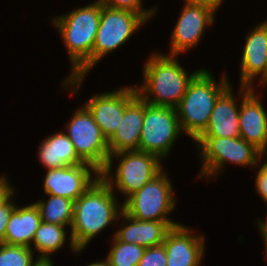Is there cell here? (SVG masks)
<instances>
[{
  "label": "cell",
  "instance_id": "obj_1",
  "mask_svg": "<svg viewBox=\"0 0 267 266\" xmlns=\"http://www.w3.org/2000/svg\"><path fill=\"white\" fill-rule=\"evenodd\" d=\"M101 17V4H92L75 8L67 14L54 16L51 25L55 26L61 36L66 53L69 55L71 71L61 80L62 91L79 93L83 81L92 70V51Z\"/></svg>",
  "mask_w": 267,
  "mask_h": 266
},
{
  "label": "cell",
  "instance_id": "obj_2",
  "mask_svg": "<svg viewBox=\"0 0 267 266\" xmlns=\"http://www.w3.org/2000/svg\"><path fill=\"white\" fill-rule=\"evenodd\" d=\"M142 68L143 82L135 85L138 96L153 106L176 108L189 83L203 69L188 74L179 55L151 52Z\"/></svg>",
  "mask_w": 267,
  "mask_h": 266
},
{
  "label": "cell",
  "instance_id": "obj_3",
  "mask_svg": "<svg viewBox=\"0 0 267 266\" xmlns=\"http://www.w3.org/2000/svg\"><path fill=\"white\" fill-rule=\"evenodd\" d=\"M117 198L112 189L99 178L75 200L73 222L68 234L77 250H85L98 234L119 222L123 203L119 204Z\"/></svg>",
  "mask_w": 267,
  "mask_h": 266
},
{
  "label": "cell",
  "instance_id": "obj_4",
  "mask_svg": "<svg viewBox=\"0 0 267 266\" xmlns=\"http://www.w3.org/2000/svg\"><path fill=\"white\" fill-rule=\"evenodd\" d=\"M221 75L216 81L214 75L203 68L189 83L175 108L181 131L193 141L206 129L216 100L231 85L226 71Z\"/></svg>",
  "mask_w": 267,
  "mask_h": 266
},
{
  "label": "cell",
  "instance_id": "obj_5",
  "mask_svg": "<svg viewBox=\"0 0 267 266\" xmlns=\"http://www.w3.org/2000/svg\"><path fill=\"white\" fill-rule=\"evenodd\" d=\"M113 161L117 163L115 169ZM161 162L158 156L139 150L117 152L109 156L100 178L115 194H123L125 201L165 169Z\"/></svg>",
  "mask_w": 267,
  "mask_h": 266
},
{
  "label": "cell",
  "instance_id": "obj_6",
  "mask_svg": "<svg viewBox=\"0 0 267 266\" xmlns=\"http://www.w3.org/2000/svg\"><path fill=\"white\" fill-rule=\"evenodd\" d=\"M192 142L199 151L201 170L198 178L204 177L208 181L216 179L227 163L256 170L262 154L241 137H197Z\"/></svg>",
  "mask_w": 267,
  "mask_h": 266
},
{
  "label": "cell",
  "instance_id": "obj_7",
  "mask_svg": "<svg viewBox=\"0 0 267 266\" xmlns=\"http://www.w3.org/2000/svg\"><path fill=\"white\" fill-rule=\"evenodd\" d=\"M172 186L165 169L123 201V211L138 220L173 221L169 214L176 209L177 197Z\"/></svg>",
  "mask_w": 267,
  "mask_h": 266
},
{
  "label": "cell",
  "instance_id": "obj_8",
  "mask_svg": "<svg viewBox=\"0 0 267 266\" xmlns=\"http://www.w3.org/2000/svg\"><path fill=\"white\" fill-rule=\"evenodd\" d=\"M182 134L175 108L153 106L144 101L139 151L154 154L163 161Z\"/></svg>",
  "mask_w": 267,
  "mask_h": 266
},
{
  "label": "cell",
  "instance_id": "obj_9",
  "mask_svg": "<svg viewBox=\"0 0 267 266\" xmlns=\"http://www.w3.org/2000/svg\"><path fill=\"white\" fill-rule=\"evenodd\" d=\"M73 112L64 132L72 141L78 157L101 172L110 156L108 140L84 104Z\"/></svg>",
  "mask_w": 267,
  "mask_h": 266
},
{
  "label": "cell",
  "instance_id": "obj_10",
  "mask_svg": "<svg viewBox=\"0 0 267 266\" xmlns=\"http://www.w3.org/2000/svg\"><path fill=\"white\" fill-rule=\"evenodd\" d=\"M148 23L140 14L101 5V17L92 51V69L106 55L124 46Z\"/></svg>",
  "mask_w": 267,
  "mask_h": 266
},
{
  "label": "cell",
  "instance_id": "obj_11",
  "mask_svg": "<svg viewBox=\"0 0 267 266\" xmlns=\"http://www.w3.org/2000/svg\"><path fill=\"white\" fill-rule=\"evenodd\" d=\"M217 10L200 3L184 2L170 36L169 55H182L201 44L205 29L213 25Z\"/></svg>",
  "mask_w": 267,
  "mask_h": 266
},
{
  "label": "cell",
  "instance_id": "obj_12",
  "mask_svg": "<svg viewBox=\"0 0 267 266\" xmlns=\"http://www.w3.org/2000/svg\"><path fill=\"white\" fill-rule=\"evenodd\" d=\"M138 96L134 85L92 95L84 105L108 140L122 121L125 108Z\"/></svg>",
  "mask_w": 267,
  "mask_h": 266
},
{
  "label": "cell",
  "instance_id": "obj_13",
  "mask_svg": "<svg viewBox=\"0 0 267 266\" xmlns=\"http://www.w3.org/2000/svg\"><path fill=\"white\" fill-rule=\"evenodd\" d=\"M100 173L87 163L47 169L43 178V190L45 194L75 201L100 178Z\"/></svg>",
  "mask_w": 267,
  "mask_h": 266
},
{
  "label": "cell",
  "instance_id": "obj_14",
  "mask_svg": "<svg viewBox=\"0 0 267 266\" xmlns=\"http://www.w3.org/2000/svg\"><path fill=\"white\" fill-rule=\"evenodd\" d=\"M240 60L239 86L255 88V80L267 85V24L262 21L246 34Z\"/></svg>",
  "mask_w": 267,
  "mask_h": 266
},
{
  "label": "cell",
  "instance_id": "obj_15",
  "mask_svg": "<svg viewBox=\"0 0 267 266\" xmlns=\"http://www.w3.org/2000/svg\"><path fill=\"white\" fill-rule=\"evenodd\" d=\"M194 234L193 228L191 230V227L182 223L168 231L163 241L166 266H201L206 251L205 235Z\"/></svg>",
  "mask_w": 267,
  "mask_h": 266
},
{
  "label": "cell",
  "instance_id": "obj_16",
  "mask_svg": "<svg viewBox=\"0 0 267 266\" xmlns=\"http://www.w3.org/2000/svg\"><path fill=\"white\" fill-rule=\"evenodd\" d=\"M250 89V87L240 86L239 95H236L240 100L238 101L230 85L216 100L208 125L198 137H240L238 119L240 98Z\"/></svg>",
  "mask_w": 267,
  "mask_h": 266
},
{
  "label": "cell",
  "instance_id": "obj_17",
  "mask_svg": "<svg viewBox=\"0 0 267 266\" xmlns=\"http://www.w3.org/2000/svg\"><path fill=\"white\" fill-rule=\"evenodd\" d=\"M251 88L241 97L239 110V135L262 153L267 152V111L260 94ZM260 96V97H259Z\"/></svg>",
  "mask_w": 267,
  "mask_h": 266
},
{
  "label": "cell",
  "instance_id": "obj_18",
  "mask_svg": "<svg viewBox=\"0 0 267 266\" xmlns=\"http://www.w3.org/2000/svg\"><path fill=\"white\" fill-rule=\"evenodd\" d=\"M119 220H122V223L118 226V229H115L113 235L119 241L137 244L145 248L163 244L168 231L180 224L176 221L138 220L124 211L121 212Z\"/></svg>",
  "mask_w": 267,
  "mask_h": 266
},
{
  "label": "cell",
  "instance_id": "obj_19",
  "mask_svg": "<svg viewBox=\"0 0 267 266\" xmlns=\"http://www.w3.org/2000/svg\"><path fill=\"white\" fill-rule=\"evenodd\" d=\"M144 117V100L137 96L126 108L117 130L108 139L111 154L139 150Z\"/></svg>",
  "mask_w": 267,
  "mask_h": 266
},
{
  "label": "cell",
  "instance_id": "obj_20",
  "mask_svg": "<svg viewBox=\"0 0 267 266\" xmlns=\"http://www.w3.org/2000/svg\"><path fill=\"white\" fill-rule=\"evenodd\" d=\"M21 206L17 204L12 211L6 228L4 243L31 248L36 230L42 220L39 209L34 202Z\"/></svg>",
  "mask_w": 267,
  "mask_h": 266
},
{
  "label": "cell",
  "instance_id": "obj_21",
  "mask_svg": "<svg viewBox=\"0 0 267 266\" xmlns=\"http://www.w3.org/2000/svg\"><path fill=\"white\" fill-rule=\"evenodd\" d=\"M38 149L39 163L46 170L84 164L78 157L72 141L61 129L44 138Z\"/></svg>",
  "mask_w": 267,
  "mask_h": 266
},
{
  "label": "cell",
  "instance_id": "obj_22",
  "mask_svg": "<svg viewBox=\"0 0 267 266\" xmlns=\"http://www.w3.org/2000/svg\"><path fill=\"white\" fill-rule=\"evenodd\" d=\"M66 226H59L56 224H49L41 222L36 230L31 249L36 256L51 257L52 254L57 253L66 243V239L69 240V247L73 254L81 253L84 250H77L75 247L71 235L67 236ZM69 237V238H66Z\"/></svg>",
  "mask_w": 267,
  "mask_h": 266
},
{
  "label": "cell",
  "instance_id": "obj_23",
  "mask_svg": "<svg viewBox=\"0 0 267 266\" xmlns=\"http://www.w3.org/2000/svg\"><path fill=\"white\" fill-rule=\"evenodd\" d=\"M46 195L48 198L34 202L39 209L42 222L71 228L75 201L61 196Z\"/></svg>",
  "mask_w": 267,
  "mask_h": 266
},
{
  "label": "cell",
  "instance_id": "obj_24",
  "mask_svg": "<svg viewBox=\"0 0 267 266\" xmlns=\"http://www.w3.org/2000/svg\"><path fill=\"white\" fill-rule=\"evenodd\" d=\"M111 237L112 245L106 256L110 266H138L146 248L119 241L114 235Z\"/></svg>",
  "mask_w": 267,
  "mask_h": 266
},
{
  "label": "cell",
  "instance_id": "obj_25",
  "mask_svg": "<svg viewBox=\"0 0 267 266\" xmlns=\"http://www.w3.org/2000/svg\"><path fill=\"white\" fill-rule=\"evenodd\" d=\"M34 259L29 247L0 244V266H31Z\"/></svg>",
  "mask_w": 267,
  "mask_h": 266
},
{
  "label": "cell",
  "instance_id": "obj_26",
  "mask_svg": "<svg viewBox=\"0 0 267 266\" xmlns=\"http://www.w3.org/2000/svg\"><path fill=\"white\" fill-rule=\"evenodd\" d=\"M101 5L115 8V9H125L130 10L135 13L140 14L146 21L150 22L152 17L156 16V12L158 11V5L152 6L150 9L149 7L145 9L143 6L142 0H96Z\"/></svg>",
  "mask_w": 267,
  "mask_h": 266
},
{
  "label": "cell",
  "instance_id": "obj_27",
  "mask_svg": "<svg viewBox=\"0 0 267 266\" xmlns=\"http://www.w3.org/2000/svg\"><path fill=\"white\" fill-rule=\"evenodd\" d=\"M15 186L0 200V244L4 243L5 232L7 224L13 209L16 207L17 202L13 200L15 196ZM16 203V204H15Z\"/></svg>",
  "mask_w": 267,
  "mask_h": 266
},
{
  "label": "cell",
  "instance_id": "obj_28",
  "mask_svg": "<svg viewBox=\"0 0 267 266\" xmlns=\"http://www.w3.org/2000/svg\"><path fill=\"white\" fill-rule=\"evenodd\" d=\"M167 256L164 245L146 248L138 266H166Z\"/></svg>",
  "mask_w": 267,
  "mask_h": 266
},
{
  "label": "cell",
  "instance_id": "obj_29",
  "mask_svg": "<svg viewBox=\"0 0 267 266\" xmlns=\"http://www.w3.org/2000/svg\"><path fill=\"white\" fill-rule=\"evenodd\" d=\"M255 176H256L254 185L255 190L257 191V194L260 196V198L262 199L263 203H265L266 206L267 205V152L261 154Z\"/></svg>",
  "mask_w": 267,
  "mask_h": 266
},
{
  "label": "cell",
  "instance_id": "obj_30",
  "mask_svg": "<svg viewBox=\"0 0 267 266\" xmlns=\"http://www.w3.org/2000/svg\"><path fill=\"white\" fill-rule=\"evenodd\" d=\"M267 211V210H266ZM258 226V232H260V236L264 242V252L267 250V214L265 218L257 219L256 223Z\"/></svg>",
  "mask_w": 267,
  "mask_h": 266
},
{
  "label": "cell",
  "instance_id": "obj_31",
  "mask_svg": "<svg viewBox=\"0 0 267 266\" xmlns=\"http://www.w3.org/2000/svg\"><path fill=\"white\" fill-rule=\"evenodd\" d=\"M2 173L0 175V200L13 188L12 184L8 180V176Z\"/></svg>",
  "mask_w": 267,
  "mask_h": 266
},
{
  "label": "cell",
  "instance_id": "obj_32",
  "mask_svg": "<svg viewBox=\"0 0 267 266\" xmlns=\"http://www.w3.org/2000/svg\"><path fill=\"white\" fill-rule=\"evenodd\" d=\"M188 2V3H200V4H206L208 6H211L215 8L216 10H219L221 7V4H223L224 0H183V2Z\"/></svg>",
  "mask_w": 267,
  "mask_h": 266
},
{
  "label": "cell",
  "instance_id": "obj_33",
  "mask_svg": "<svg viewBox=\"0 0 267 266\" xmlns=\"http://www.w3.org/2000/svg\"><path fill=\"white\" fill-rule=\"evenodd\" d=\"M52 257L37 256L31 266H55Z\"/></svg>",
  "mask_w": 267,
  "mask_h": 266
},
{
  "label": "cell",
  "instance_id": "obj_34",
  "mask_svg": "<svg viewBox=\"0 0 267 266\" xmlns=\"http://www.w3.org/2000/svg\"><path fill=\"white\" fill-rule=\"evenodd\" d=\"M85 266H110V264H109V261L106 258H104L102 260H97L96 262H92Z\"/></svg>",
  "mask_w": 267,
  "mask_h": 266
},
{
  "label": "cell",
  "instance_id": "obj_35",
  "mask_svg": "<svg viewBox=\"0 0 267 266\" xmlns=\"http://www.w3.org/2000/svg\"><path fill=\"white\" fill-rule=\"evenodd\" d=\"M264 259L267 261V250L265 251Z\"/></svg>",
  "mask_w": 267,
  "mask_h": 266
}]
</instances>
